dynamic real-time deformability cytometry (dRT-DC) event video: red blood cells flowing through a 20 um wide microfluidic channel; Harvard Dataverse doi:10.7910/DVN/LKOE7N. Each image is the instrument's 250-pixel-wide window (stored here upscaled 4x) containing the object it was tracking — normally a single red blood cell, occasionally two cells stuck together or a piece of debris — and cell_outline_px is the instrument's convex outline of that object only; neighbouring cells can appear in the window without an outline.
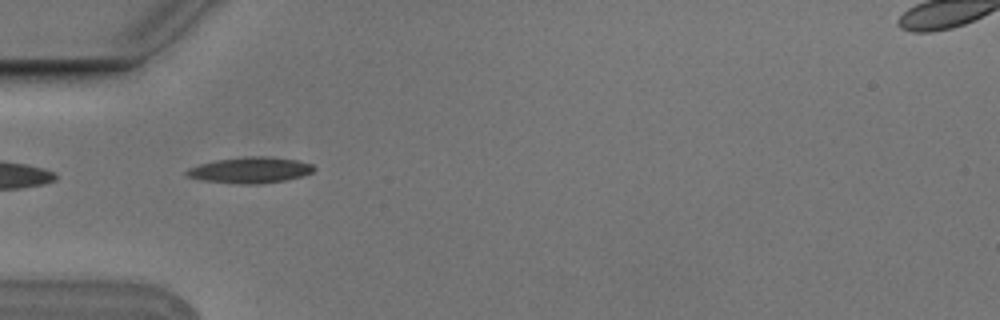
{"species": "Egyptian fruit bat (a non-hibernating species)", "species_latin": "Rousettus aegyptiacus", "temperature_condition": "cold", "stored_images_in_passage": 5, "camera_frame_rate_fps": 3000, "um_per_image_px": 0.085, "animal": {"sex": "male"}, "frame": {"image": 1, "passage_image": 4, "time_ms": 1.0, "image_size_px": [1000, 320], "cell_outline_px": [[316, 168], [312, 172], [300, 176], [284, 180], [260, 184], [240, 184], [200, 180], [188, 176], [184, 172], [188, 168], [200, 164], [216, 160], [248, 156], [268, 156], [296, 160], [312, 164]], "centroid_in_image_um": [21.25, 14.46], "position_along_channel_um": 63.8, "area_um2": 19.19}}